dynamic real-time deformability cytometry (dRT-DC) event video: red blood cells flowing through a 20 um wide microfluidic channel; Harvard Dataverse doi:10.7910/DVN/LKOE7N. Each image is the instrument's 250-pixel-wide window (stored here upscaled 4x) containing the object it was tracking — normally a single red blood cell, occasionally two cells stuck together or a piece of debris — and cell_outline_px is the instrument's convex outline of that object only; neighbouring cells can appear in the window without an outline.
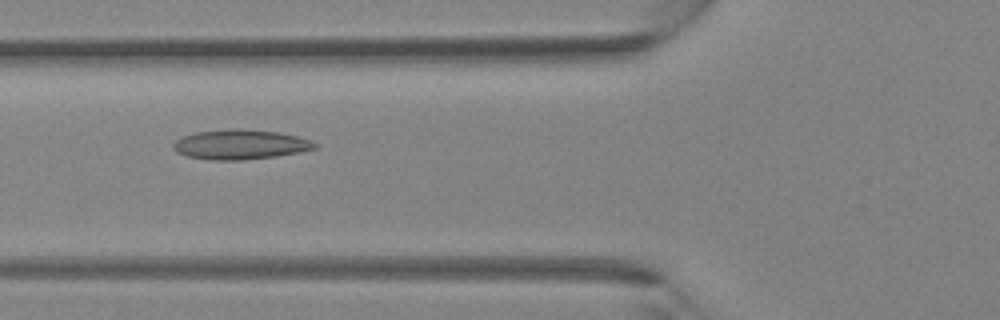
{"species": "Egyptian fruit bat (a non-hibernating species)", "species_latin": "Rousettus aegyptiacus", "temperature_condition": "room temperature", "stored_images_in_passage": 41, "segment_of_instrument_passage": [1, 2], "camera_frame_rate_fps": 3000, "um_per_image_px": 0.085, "animal": {"sex": "female"}, "frame": {"image": 1, "passage_image": 15, "time_ms": 4.667, "image_size_px": [1000, 320], "cell_outline_px": [[320, 144], [316, 148], [276, 156], [244, 160], [212, 160], [184, 156], [176, 152], [172, 144], [176, 140], [184, 136], [196, 132], [236, 128], [240, 128], [276, 132], [296, 136], [312, 140]], "centroid_in_image_um": [20.41, 12.28], "position_along_channel_um": 105.4, "area_um2": 24.51}}
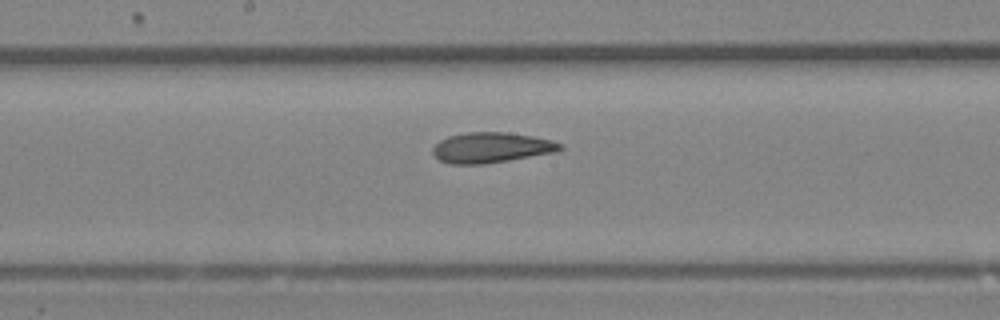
{"frame": {"image": 2, "passage_image": 21, "time_ms": 6.667, "image_size_px": [1000, 320], "cell_outline_px": [[564, 148], [556, 152], [484, 164], [448, 164], [440, 160], [432, 152], [432, 148], [440, 140], [448, 136], [468, 132], [508, 132], [532, 136], [552, 140], [560, 144]], "centroid_in_image_um": [41.75, 12.54], "position_along_channel_um": 206.5, "area_um2": 22.48}}
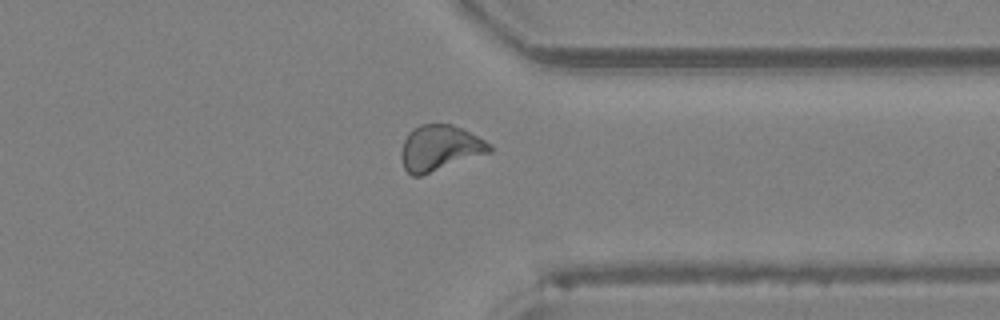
{"frame": {"image": 3, "passage_image": 31, "time_ms": 10.0, "image_size_px": [1000, 320], "cell_outline_px": [[492, 152], [420, 176], [412, 176], [404, 168], [400, 156], [400, 152], [404, 140], [408, 132], [412, 128], [420, 124], [452, 124], [492, 144]], "centroid_in_image_um": [37.36, 12.58], "position_along_channel_um": 374.0, "area_um2": 23.52}}